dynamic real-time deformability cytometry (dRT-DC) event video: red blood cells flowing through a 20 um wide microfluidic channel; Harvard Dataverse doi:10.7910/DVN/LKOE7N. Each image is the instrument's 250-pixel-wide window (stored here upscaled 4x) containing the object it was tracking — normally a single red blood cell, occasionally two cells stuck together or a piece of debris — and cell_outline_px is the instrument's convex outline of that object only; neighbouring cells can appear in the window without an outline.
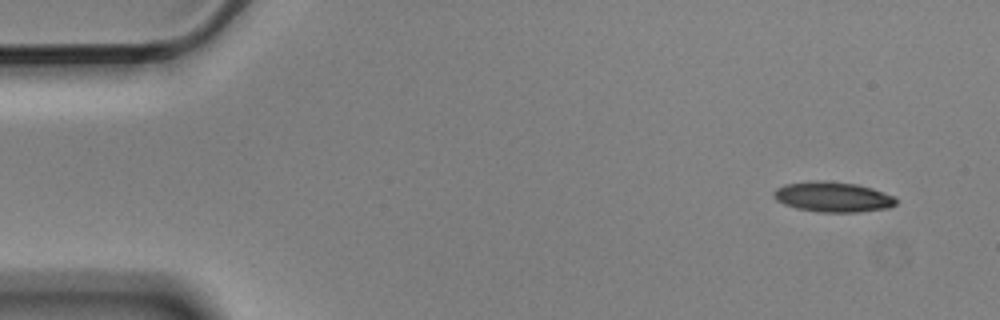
{"species": "Egyptian fruit bat (a non-hibernating species)", "species_latin": "Rousettus aegyptiacus", "temperature_condition": "cold", "stored_images_in_passage": 5, "camera_frame_rate_fps": 3000, "um_per_image_px": 0.085, "animal": {"sex": "male"}, "frame": {"image": 1, "passage_image": 1, "time_ms": 0.0, "image_size_px": [1000, 320], "cell_outline_px": [[896, 204], [888, 208], [860, 212], [816, 212], [796, 208], [784, 204], [776, 200], [772, 196], [772, 192], [776, 188], [784, 184], [812, 180], [824, 180], [856, 184], [872, 188], [896, 196]], "centroid_in_image_um": [70.77, 16.73], "position_along_channel_um": 14.2, "area_um2": 21.85}}
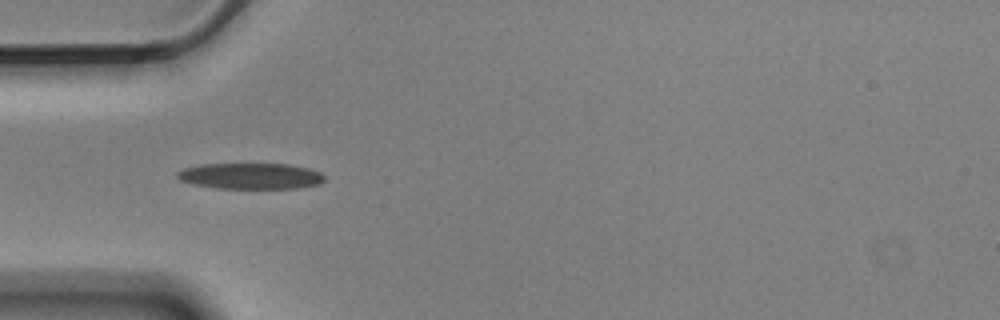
{"frame": {"image": 2, "passage_image": 4, "time_ms": 1.0, "image_size_px": [1000, 320], "cell_outline_px": [[324, 180], [320, 184], [296, 188], [216, 188], [192, 184], [180, 180], [176, 176], [176, 172], [184, 168], [200, 164], [288, 164], [308, 168], [320, 172], [324, 176]], "centroid_in_image_um": [21.28, 14.96], "position_along_channel_um": 63.7, "area_um2": 22.31}}
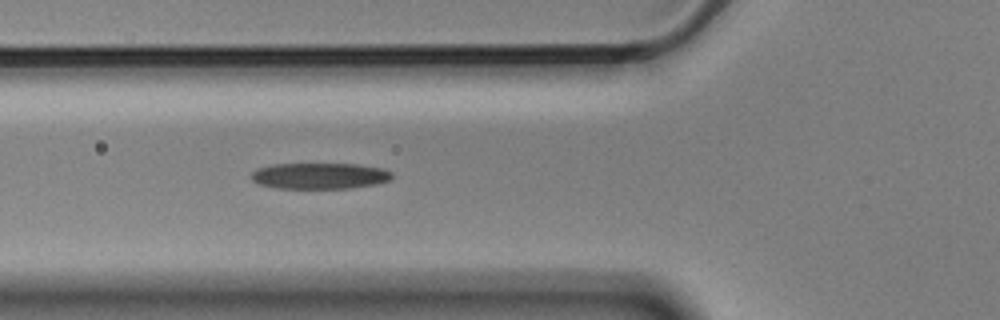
{"frame": {"image": 3, "passage_image": 5, "time_ms": 1.333, "image_size_px": [1000, 320], "cell_outline_px": [[392, 176], [388, 180], [376, 184], [352, 188], [276, 188], [260, 184], [252, 180], [252, 172], [256, 168], [272, 164], [356, 164], [384, 168], [392, 172]], "centroid_in_image_um": [27.17, 14.94], "position_along_channel_um": 98.6, "area_um2": 21.39}}